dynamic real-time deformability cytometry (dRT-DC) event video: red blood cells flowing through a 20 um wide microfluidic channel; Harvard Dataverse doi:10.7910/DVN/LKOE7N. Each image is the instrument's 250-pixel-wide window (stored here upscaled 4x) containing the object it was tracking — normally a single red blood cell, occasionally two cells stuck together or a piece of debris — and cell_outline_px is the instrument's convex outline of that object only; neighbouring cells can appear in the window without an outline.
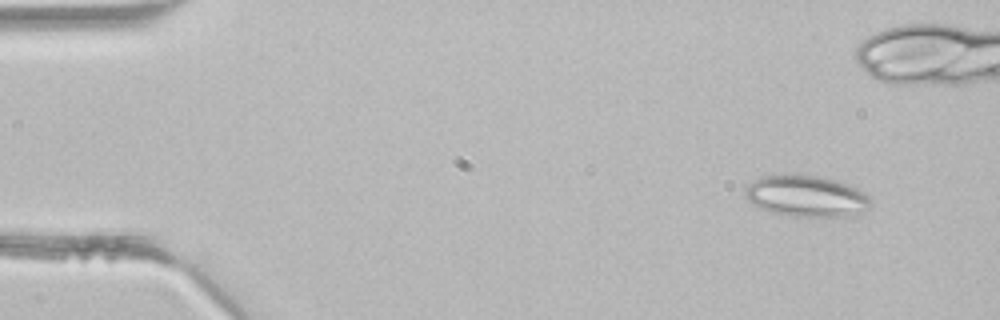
{"species": "common noctule bat (a hibernating species)", "species_latin": "Nyctalus noctula", "temperature_condition": "room temperature", "stored_images_in_passage": 2, "camera_frame_rate_fps": 3000, "um_per_image_px": 0.085, "animal": {"sex": "male", "body_mass_g": 21.5, "forearm_length_mm": 52.0}, "frame": {"image": 1, "passage_image": 1, "time_ms": 0.0, "image_size_px": [1000, 320], "cell_outline_px": [[872, 204], [868, 208], [860, 212], [848, 216], [788, 216], [772, 212], [760, 208], [752, 204], [744, 196], [744, 188], [752, 180], [760, 176], [792, 172], [800, 172], [836, 180], [848, 184], [872, 196]], "centroid_in_image_um": [68.5, 16.62], "position_along_channel_um": 16.5, "area_um2": 31.1}}